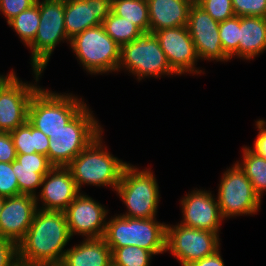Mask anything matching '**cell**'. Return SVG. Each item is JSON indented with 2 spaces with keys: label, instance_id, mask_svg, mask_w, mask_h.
<instances>
[{
  "label": "cell",
  "instance_id": "cell-35",
  "mask_svg": "<svg viewBox=\"0 0 266 266\" xmlns=\"http://www.w3.org/2000/svg\"><path fill=\"white\" fill-rule=\"evenodd\" d=\"M18 262V244L13 240L0 238V266H15Z\"/></svg>",
  "mask_w": 266,
  "mask_h": 266
},
{
  "label": "cell",
  "instance_id": "cell-32",
  "mask_svg": "<svg viewBox=\"0 0 266 266\" xmlns=\"http://www.w3.org/2000/svg\"><path fill=\"white\" fill-rule=\"evenodd\" d=\"M19 195L17 176L12 169V162H0V196L12 197Z\"/></svg>",
  "mask_w": 266,
  "mask_h": 266
},
{
  "label": "cell",
  "instance_id": "cell-4",
  "mask_svg": "<svg viewBox=\"0 0 266 266\" xmlns=\"http://www.w3.org/2000/svg\"><path fill=\"white\" fill-rule=\"evenodd\" d=\"M87 104L72 93H56L43 87L32 96L27 121L51 137L72 120Z\"/></svg>",
  "mask_w": 266,
  "mask_h": 266
},
{
  "label": "cell",
  "instance_id": "cell-42",
  "mask_svg": "<svg viewBox=\"0 0 266 266\" xmlns=\"http://www.w3.org/2000/svg\"><path fill=\"white\" fill-rule=\"evenodd\" d=\"M109 266H116L113 262H111V264Z\"/></svg>",
  "mask_w": 266,
  "mask_h": 266
},
{
  "label": "cell",
  "instance_id": "cell-20",
  "mask_svg": "<svg viewBox=\"0 0 266 266\" xmlns=\"http://www.w3.org/2000/svg\"><path fill=\"white\" fill-rule=\"evenodd\" d=\"M53 167L45 155L36 152L32 154H17L16 160L12 162V169L17 176L19 195L36 196V191L41 187L44 176Z\"/></svg>",
  "mask_w": 266,
  "mask_h": 266
},
{
  "label": "cell",
  "instance_id": "cell-33",
  "mask_svg": "<svg viewBox=\"0 0 266 266\" xmlns=\"http://www.w3.org/2000/svg\"><path fill=\"white\" fill-rule=\"evenodd\" d=\"M235 16L266 17V0H231Z\"/></svg>",
  "mask_w": 266,
  "mask_h": 266
},
{
  "label": "cell",
  "instance_id": "cell-13",
  "mask_svg": "<svg viewBox=\"0 0 266 266\" xmlns=\"http://www.w3.org/2000/svg\"><path fill=\"white\" fill-rule=\"evenodd\" d=\"M108 211L105 206L82 192L64 210L71 237L102 238Z\"/></svg>",
  "mask_w": 266,
  "mask_h": 266
},
{
  "label": "cell",
  "instance_id": "cell-34",
  "mask_svg": "<svg viewBox=\"0 0 266 266\" xmlns=\"http://www.w3.org/2000/svg\"><path fill=\"white\" fill-rule=\"evenodd\" d=\"M37 0H0V12L7 23L21 12L35 5Z\"/></svg>",
  "mask_w": 266,
  "mask_h": 266
},
{
  "label": "cell",
  "instance_id": "cell-12",
  "mask_svg": "<svg viewBox=\"0 0 266 266\" xmlns=\"http://www.w3.org/2000/svg\"><path fill=\"white\" fill-rule=\"evenodd\" d=\"M219 234L190 228L181 224L166 226V252L169 251L181 266L214 254L220 248Z\"/></svg>",
  "mask_w": 266,
  "mask_h": 266
},
{
  "label": "cell",
  "instance_id": "cell-6",
  "mask_svg": "<svg viewBox=\"0 0 266 266\" xmlns=\"http://www.w3.org/2000/svg\"><path fill=\"white\" fill-rule=\"evenodd\" d=\"M116 193L127 211L120 214L129 218H156L159 204V186L151 168L140 170L128 163L116 187Z\"/></svg>",
  "mask_w": 266,
  "mask_h": 266
},
{
  "label": "cell",
  "instance_id": "cell-31",
  "mask_svg": "<svg viewBox=\"0 0 266 266\" xmlns=\"http://www.w3.org/2000/svg\"><path fill=\"white\" fill-rule=\"evenodd\" d=\"M195 3L218 22L235 16L231 0H196Z\"/></svg>",
  "mask_w": 266,
  "mask_h": 266
},
{
  "label": "cell",
  "instance_id": "cell-2",
  "mask_svg": "<svg viewBox=\"0 0 266 266\" xmlns=\"http://www.w3.org/2000/svg\"><path fill=\"white\" fill-rule=\"evenodd\" d=\"M102 134L103 131L67 166L80 192L84 184L109 186L115 191L128 164L107 151Z\"/></svg>",
  "mask_w": 266,
  "mask_h": 266
},
{
  "label": "cell",
  "instance_id": "cell-39",
  "mask_svg": "<svg viewBox=\"0 0 266 266\" xmlns=\"http://www.w3.org/2000/svg\"><path fill=\"white\" fill-rule=\"evenodd\" d=\"M14 70H11V72L7 75H1L0 74V84L13 72Z\"/></svg>",
  "mask_w": 266,
  "mask_h": 266
},
{
  "label": "cell",
  "instance_id": "cell-8",
  "mask_svg": "<svg viewBox=\"0 0 266 266\" xmlns=\"http://www.w3.org/2000/svg\"><path fill=\"white\" fill-rule=\"evenodd\" d=\"M120 69L128 70L138 81L146 77L178 75L169 65L157 37L150 31L142 32L135 40L121 46L118 71Z\"/></svg>",
  "mask_w": 266,
  "mask_h": 266
},
{
  "label": "cell",
  "instance_id": "cell-15",
  "mask_svg": "<svg viewBox=\"0 0 266 266\" xmlns=\"http://www.w3.org/2000/svg\"><path fill=\"white\" fill-rule=\"evenodd\" d=\"M187 27L199 59L216 60L217 62L230 60L222 50L219 22L215 21L195 2L189 11Z\"/></svg>",
  "mask_w": 266,
  "mask_h": 266
},
{
  "label": "cell",
  "instance_id": "cell-21",
  "mask_svg": "<svg viewBox=\"0 0 266 266\" xmlns=\"http://www.w3.org/2000/svg\"><path fill=\"white\" fill-rule=\"evenodd\" d=\"M194 0H147L150 27L156 31L187 26L189 11Z\"/></svg>",
  "mask_w": 266,
  "mask_h": 266
},
{
  "label": "cell",
  "instance_id": "cell-24",
  "mask_svg": "<svg viewBox=\"0 0 266 266\" xmlns=\"http://www.w3.org/2000/svg\"><path fill=\"white\" fill-rule=\"evenodd\" d=\"M17 154L39 153L47 156L49 137L28 121L10 132Z\"/></svg>",
  "mask_w": 266,
  "mask_h": 266
},
{
  "label": "cell",
  "instance_id": "cell-3",
  "mask_svg": "<svg viewBox=\"0 0 266 266\" xmlns=\"http://www.w3.org/2000/svg\"><path fill=\"white\" fill-rule=\"evenodd\" d=\"M166 226L156 218H129L118 214L107 221L103 236L110 248L134 245L154 255L166 253Z\"/></svg>",
  "mask_w": 266,
  "mask_h": 266
},
{
  "label": "cell",
  "instance_id": "cell-27",
  "mask_svg": "<svg viewBox=\"0 0 266 266\" xmlns=\"http://www.w3.org/2000/svg\"><path fill=\"white\" fill-rule=\"evenodd\" d=\"M39 21V0H37L35 5L15 16L7 24L14 29L27 47L37 34Z\"/></svg>",
  "mask_w": 266,
  "mask_h": 266
},
{
  "label": "cell",
  "instance_id": "cell-38",
  "mask_svg": "<svg viewBox=\"0 0 266 266\" xmlns=\"http://www.w3.org/2000/svg\"><path fill=\"white\" fill-rule=\"evenodd\" d=\"M187 266H225L223 258L220 254V249L217 250L214 254L206 256L200 260H196Z\"/></svg>",
  "mask_w": 266,
  "mask_h": 266
},
{
  "label": "cell",
  "instance_id": "cell-40",
  "mask_svg": "<svg viewBox=\"0 0 266 266\" xmlns=\"http://www.w3.org/2000/svg\"><path fill=\"white\" fill-rule=\"evenodd\" d=\"M4 200H5V197L0 196V214H1V211H2V208H3V205H4Z\"/></svg>",
  "mask_w": 266,
  "mask_h": 266
},
{
  "label": "cell",
  "instance_id": "cell-5",
  "mask_svg": "<svg viewBox=\"0 0 266 266\" xmlns=\"http://www.w3.org/2000/svg\"><path fill=\"white\" fill-rule=\"evenodd\" d=\"M86 105L61 130L49 137L47 157L53 166L67 167L103 128Z\"/></svg>",
  "mask_w": 266,
  "mask_h": 266
},
{
  "label": "cell",
  "instance_id": "cell-7",
  "mask_svg": "<svg viewBox=\"0 0 266 266\" xmlns=\"http://www.w3.org/2000/svg\"><path fill=\"white\" fill-rule=\"evenodd\" d=\"M83 69L91 75L118 72L121 46L104 30L102 24L86 29L69 41Z\"/></svg>",
  "mask_w": 266,
  "mask_h": 266
},
{
  "label": "cell",
  "instance_id": "cell-37",
  "mask_svg": "<svg viewBox=\"0 0 266 266\" xmlns=\"http://www.w3.org/2000/svg\"><path fill=\"white\" fill-rule=\"evenodd\" d=\"M255 125L259 131L251 149L266 159V121L259 119Z\"/></svg>",
  "mask_w": 266,
  "mask_h": 266
},
{
  "label": "cell",
  "instance_id": "cell-23",
  "mask_svg": "<svg viewBox=\"0 0 266 266\" xmlns=\"http://www.w3.org/2000/svg\"><path fill=\"white\" fill-rule=\"evenodd\" d=\"M266 51V17H240L238 58L254 59Z\"/></svg>",
  "mask_w": 266,
  "mask_h": 266
},
{
  "label": "cell",
  "instance_id": "cell-14",
  "mask_svg": "<svg viewBox=\"0 0 266 266\" xmlns=\"http://www.w3.org/2000/svg\"><path fill=\"white\" fill-rule=\"evenodd\" d=\"M154 34L169 65L178 75L204 74L202 70L195 67L200 59L187 26L166 28L156 31Z\"/></svg>",
  "mask_w": 266,
  "mask_h": 266
},
{
  "label": "cell",
  "instance_id": "cell-16",
  "mask_svg": "<svg viewBox=\"0 0 266 266\" xmlns=\"http://www.w3.org/2000/svg\"><path fill=\"white\" fill-rule=\"evenodd\" d=\"M180 203L183 216L179 224L219 234L224 219L220 214L217 198H214L210 190H192Z\"/></svg>",
  "mask_w": 266,
  "mask_h": 266
},
{
  "label": "cell",
  "instance_id": "cell-25",
  "mask_svg": "<svg viewBox=\"0 0 266 266\" xmlns=\"http://www.w3.org/2000/svg\"><path fill=\"white\" fill-rule=\"evenodd\" d=\"M243 162L236 161L251 181L255 192L262 198L266 192V159L258 155L249 146L243 147Z\"/></svg>",
  "mask_w": 266,
  "mask_h": 266
},
{
  "label": "cell",
  "instance_id": "cell-18",
  "mask_svg": "<svg viewBox=\"0 0 266 266\" xmlns=\"http://www.w3.org/2000/svg\"><path fill=\"white\" fill-rule=\"evenodd\" d=\"M37 210L35 196L20 194L5 197L0 214V238L18 244L25 237Z\"/></svg>",
  "mask_w": 266,
  "mask_h": 266
},
{
  "label": "cell",
  "instance_id": "cell-19",
  "mask_svg": "<svg viewBox=\"0 0 266 266\" xmlns=\"http://www.w3.org/2000/svg\"><path fill=\"white\" fill-rule=\"evenodd\" d=\"M111 8L112 0H65L64 24L68 39L102 24Z\"/></svg>",
  "mask_w": 266,
  "mask_h": 266
},
{
  "label": "cell",
  "instance_id": "cell-36",
  "mask_svg": "<svg viewBox=\"0 0 266 266\" xmlns=\"http://www.w3.org/2000/svg\"><path fill=\"white\" fill-rule=\"evenodd\" d=\"M17 152L10 132H0V162L16 160Z\"/></svg>",
  "mask_w": 266,
  "mask_h": 266
},
{
  "label": "cell",
  "instance_id": "cell-30",
  "mask_svg": "<svg viewBox=\"0 0 266 266\" xmlns=\"http://www.w3.org/2000/svg\"><path fill=\"white\" fill-rule=\"evenodd\" d=\"M240 17L233 16L225 21L219 22V37L222 50L230 58L237 56L239 44Z\"/></svg>",
  "mask_w": 266,
  "mask_h": 266
},
{
  "label": "cell",
  "instance_id": "cell-26",
  "mask_svg": "<svg viewBox=\"0 0 266 266\" xmlns=\"http://www.w3.org/2000/svg\"><path fill=\"white\" fill-rule=\"evenodd\" d=\"M111 11L136 25L142 32H149L150 21L147 0H112Z\"/></svg>",
  "mask_w": 266,
  "mask_h": 266
},
{
  "label": "cell",
  "instance_id": "cell-41",
  "mask_svg": "<svg viewBox=\"0 0 266 266\" xmlns=\"http://www.w3.org/2000/svg\"><path fill=\"white\" fill-rule=\"evenodd\" d=\"M15 266H36V265H25V264L18 262Z\"/></svg>",
  "mask_w": 266,
  "mask_h": 266
},
{
  "label": "cell",
  "instance_id": "cell-11",
  "mask_svg": "<svg viewBox=\"0 0 266 266\" xmlns=\"http://www.w3.org/2000/svg\"><path fill=\"white\" fill-rule=\"evenodd\" d=\"M35 84L23 82L12 72L0 84V132H11L28 119V107L43 71L33 69Z\"/></svg>",
  "mask_w": 266,
  "mask_h": 266
},
{
  "label": "cell",
  "instance_id": "cell-22",
  "mask_svg": "<svg viewBox=\"0 0 266 266\" xmlns=\"http://www.w3.org/2000/svg\"><path fill=\"white\" fill-rule=\"evenodd\" d=\"M112 251L102 238H83L80 244L68 248L59 266H109Z\"/></svg>",
  "mask_w": 266,
  "mask_h": 266
},
{
  "label": "cell",
  "instance_id": "cell-29",
  "mask_svg": "<svg viewBox=\"0 0 266 266\" xmlns=\"http://www.w3.org/2000/svg\"><path fill=\"white\" fill-rule=\"evenodd\" d=\"M110 249L112 262L116 266H150V260L154 255L151 251L134 245Z\"/></svg>",
  "mask_w": 266,
  "mask_h": 266
},
{
  "label": "cell",
  "instance_id": "cell-1",
  "mask_svg": "<svg viewBox=\"0 0 266 266\" xmlns=\"http://www.w3.org/2000/svg\"><path fill=\"white\" fill-rule=\"evenodd\" d=\"M64 211H36L25 237L18 243V260L25 265L59 266L71 239Z\"/></svg>",
  "mask_w": 266,
  "mask_h": 266
},
{
  "label": "cell",
  "instance_id": "cell-10",
  "mask_svg": "<svg viewBox=\"0 0 266 266\" xmlns=\"http://www.w3.org/2000/svg\"><path fill=\"white\" fill-rule=\"evenodd\" d=\"M232 166L223 173L216 197L224 220L240 215H254L261 209V198L251 181L237 163Z\"/></svg>",
  "mask_w": 266,
  "mask_h": 266
},
{
  "label": "cell",
  "instance_id": "cell-28",
  "mask_svg": "<svg viewBox=\"0 0 266 266\" xmlns=\"http://www.w3.org/2000/svg\"><path fill=\"white\" fill-rule=\"evenodd\" d=\"M105 32L119 45L130 43L142 31L132 22L115 15L112 11L102 22Z\"/></svg>",
  "mask_w": 266,
  "mask_h": 266
},
{
  "label": "cell",
  "instance_id": "cell-17",
  "mask_svg": "<svg viewBox=\"0 0 266 266\" xmlns=\"http://www.w3.org/2000/svg\"><path fill=\"white\" fill-rule=\"evenodd\" d=\"M41 186L35 198L42 210L64 211L80 194L68 167L54 166L44 176Z\"/></svg>",
  "mask_w": 266,
  "mask_h": 266
},
{
  "label": "cell",
  "instance_id": "cell-9",
  "mask_svg": "<svg viewBox=\"0 0 266 266\" xmlns=\"http://www.w3.org/2000/svg\"><path fill=\"white\" fill-rule=\"evenodd\" d=\"M65 0H39L40 21L31 50L32 70H45L50 56L59 42L70 41L64 24Z\"/></svg>",
  "mask_w": 266,
  "mask_h": 266
}]
</instances>
